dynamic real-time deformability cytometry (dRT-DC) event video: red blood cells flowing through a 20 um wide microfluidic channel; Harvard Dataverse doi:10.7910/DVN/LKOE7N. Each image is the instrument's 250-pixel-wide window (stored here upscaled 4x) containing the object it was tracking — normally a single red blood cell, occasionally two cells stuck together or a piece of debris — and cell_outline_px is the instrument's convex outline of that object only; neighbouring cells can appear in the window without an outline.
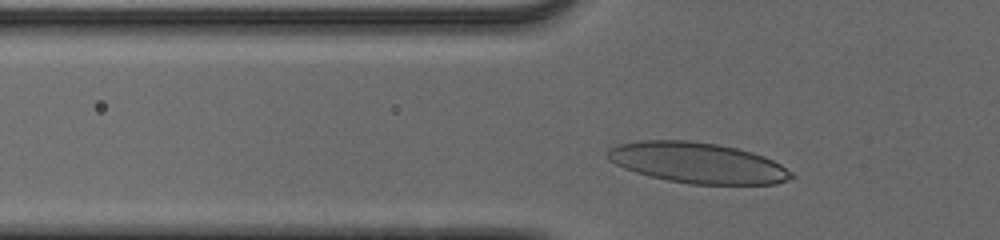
{"species": "human", "species_latin": "Homo sapiens", "temperature_condition": "cold", "stored_images_in_passage": 29, "camera_frame_rate_fps": 3000, "um_per_image_px": 0.085, "donor": {"sex": "male"}, "frame": {"image": 1, "passage_image": 3, "time_ms": 0.667, "image_size_px": [1000, 240], "cell_outline_px": [[796, 176], [788, 180], [776, 184], [692, 184], [668, 180], [636, 172], [624, 168], [608, 160], [604, 156], [608, 148], [620, 144], [636, 140], [688, 140], [716, 144], [736, 148], [752, 152], [764, 156], [780, 164], [792, 172]], "centroid_in_image_um": [59.27, 13.83], "position_along_channel_um": 66.5, "area_um2": 43.58}}
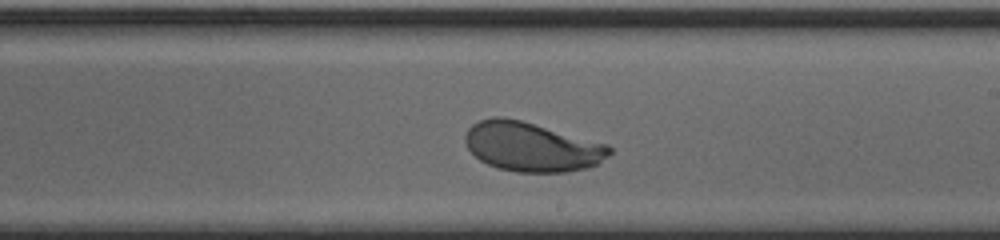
{"frame": {"image": 2, "passage_image": 17, "time_ms": 5.333, "image_size_px": [1000, 240], "cell_outline_px": [[612, 152], [600, 164], [568, 172], [516, 172], [496, 168], [480, 160], [468, 148], [464, 140], [464, 136], [468, 128], [472, 124], [480, 120], [492, 116], [504, 116], [520, 120], [608, 144], [612, 148]], "centroid_in_image_um": [45.19, 12.48], "position_along_channel_um": 243.8, "area_um2": 41.62}}
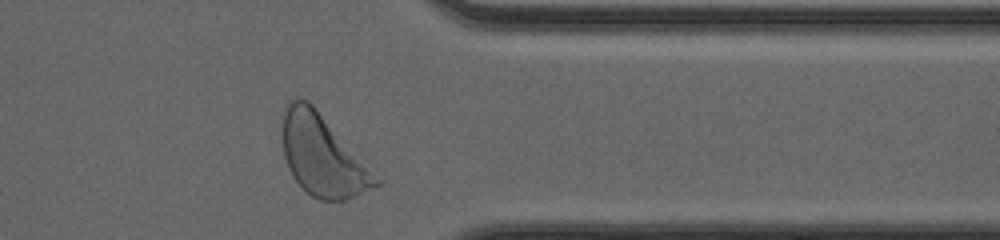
{"frame": {"image": 3, "passage_image": 28, "time_ms": 9.0, "image_size_px": [1000, 240], "cell_outline_px": [[384, 184], [356, 196], [344, 200], [320, 200], [312, 196], [292, 176], [288, 168], [284, 156], [280, 136], [284, 104], [288, 100], [296, 96], [308, 100], [312, 104], [384, 180]], "centroid_in_image_um": [27.43, 13.19], "position_along_channel_um": 384.0, "area_um2": 45.08}, "authors_computed_cell_mechanics": {"area_um2": 41.2692, "velocity_mm_per_s": 3.9288, "shape_relaxation_time_tau1_ms": 2.4583, "shape_relaxation_time_tau2_ms": null, "deformation_change_tau1": 0.1469, "deformation_change_tau2": null}}